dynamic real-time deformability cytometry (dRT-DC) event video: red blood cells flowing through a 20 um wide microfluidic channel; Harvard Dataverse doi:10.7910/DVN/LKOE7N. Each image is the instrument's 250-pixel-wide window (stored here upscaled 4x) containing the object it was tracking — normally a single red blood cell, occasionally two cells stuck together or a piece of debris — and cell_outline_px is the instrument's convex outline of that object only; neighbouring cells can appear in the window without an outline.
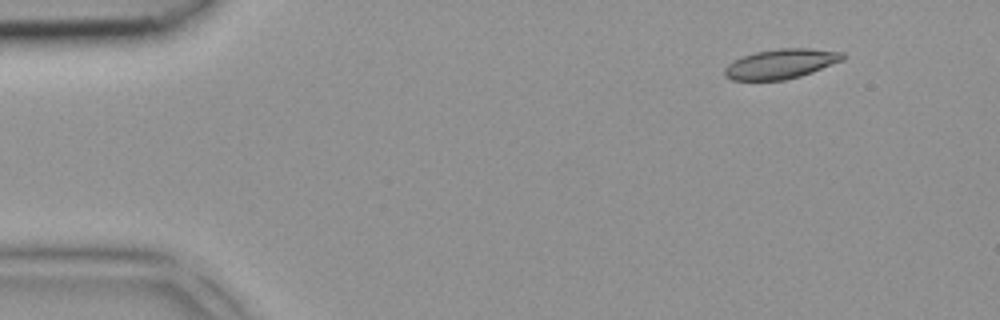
{"species": "common noctule bat (a hibernating species)", "species_latin": "Nyctalus noctula", "temperature_condition": "room temperature", "stored_images_in_passage": 4, "camera_frame_rate_fps": 3000, "um_per_image_px": 0.085, "animal": {"sex": "female", "body_mass_g": 18.4}, "frame": {"image": 1, "passage_image": 2, "time_ms": 0.333, "image_size_px": [1000, 320], "cell_outline_px": [[848, 56], [844, 60], [812, 72], [800, 76], [784, 80], [732, 80], [724, 76], [724, 68], [728, 64], [744, 56], [756, 52], [776, 48], [812, 48], [844, 52]], "centroid_in_image_um": [66.43, 5.42], "position_along_channel_um": 18.6, "area_um2": 20.58}}
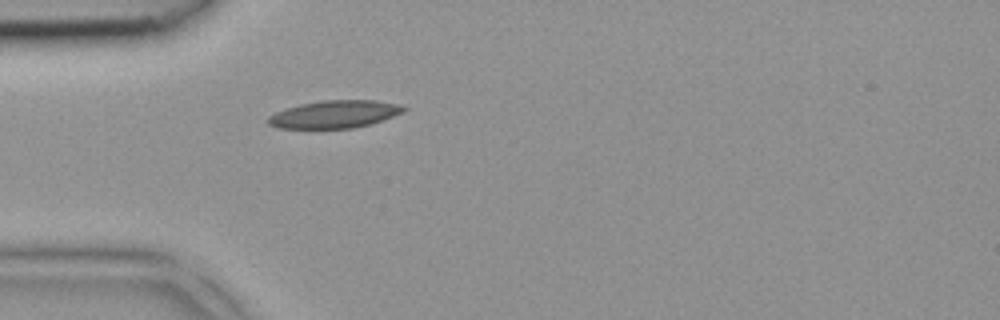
{"frame": {"image": 2, "passage_image": 4, "time_ms": 1.0, "image_size_px": [1000, 320], "cell_outline_px": [[408, 108], [404, 112], [368, 124], [352, 128], [280, 128], [268, 124], [268, 116], [276, 112], [300, 104], [324, 100], [376, 100], [396, 104]], "centroid_in_image_um": [28.43, 9.7], "position_along_channel_um": 56.6, "area_um2": 21.44}}